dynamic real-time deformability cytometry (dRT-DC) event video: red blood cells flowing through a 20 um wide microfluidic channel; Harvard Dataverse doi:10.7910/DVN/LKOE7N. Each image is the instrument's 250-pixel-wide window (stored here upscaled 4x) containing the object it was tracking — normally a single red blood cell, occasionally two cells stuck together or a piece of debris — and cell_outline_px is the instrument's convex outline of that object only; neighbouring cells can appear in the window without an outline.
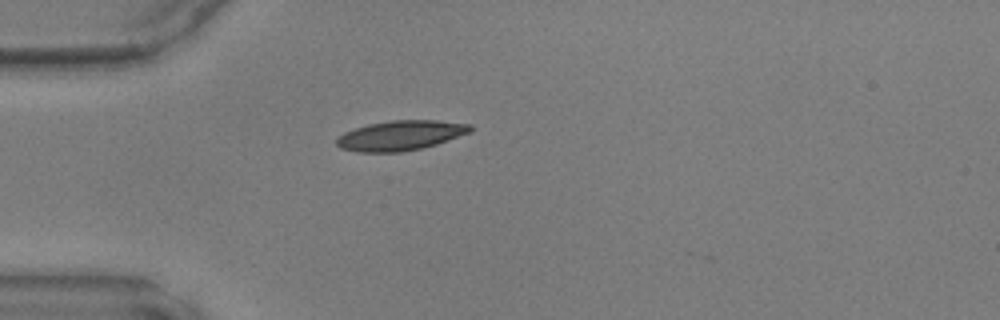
{"species": "common noctule bat (a hibernating species)", "species_latin": "Nyctalus noctula", "temperature_condition": "warm", "stored_images_in_passage": 6, "camera_frame_rate_fps": 3000, "um_per_image_px": 0.085, "animal": {"sex": "male", "body_mass_g": 17.9, "forearm_length_mm": 54.2}, "frame": {"image": 1, "passage_image": 1, "time_ms": 0.0, "image_size_px": [1000, 320], "cell_outline_px": [[472, 128], [468, 132], [436, 144], [424, 148], [400, 152], [356, 152], [340, 148], [336, 144], [336, 140], [344, 132], [368, 124], [392, 120], [436, 120], [472, 124]], "centroid_in_image_um": [34.02, 11.52], "position_along_channel_um": 51.0, "area_um2": 23.12}}